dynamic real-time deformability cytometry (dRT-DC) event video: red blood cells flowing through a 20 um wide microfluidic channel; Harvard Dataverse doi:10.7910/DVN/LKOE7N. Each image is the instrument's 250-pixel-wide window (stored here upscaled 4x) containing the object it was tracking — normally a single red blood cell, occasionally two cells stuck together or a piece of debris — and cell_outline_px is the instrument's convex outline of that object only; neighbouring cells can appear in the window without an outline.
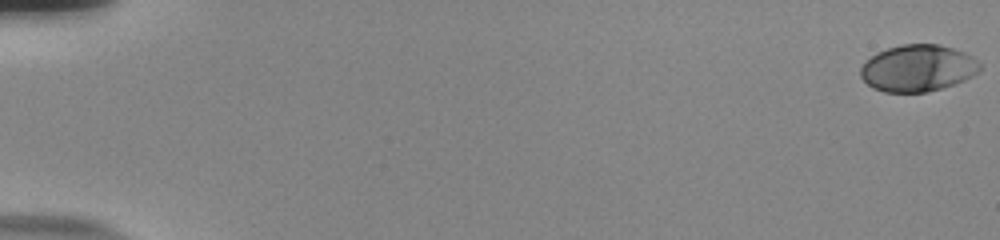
{"species": "human", "species_latin": "Homo sapiens", "temperature_condition": "room temperature", "stored_images_in_passage": 57, "camera_frame_rate_fps": 3000, "um_per_image_px": 0.085, "donor": {"sex": "male"}, "frame": {"image": 1, "passage_image": 1, "time_ms": 0.0, "image_size_px": [1000, 240], "cell_outline_px": [[980, 72], [964, 80], [928, 92], [884, 92], [872, 88], [860, 76], [860, 68], [876, 52], [900, 44], [940, 44], [964, 52], [972, 56], [980, 64]], "centroid_in_image_um": [78.01, 5.79], "position_along_channel_um": 7.0, "area_um2": 32.43}}
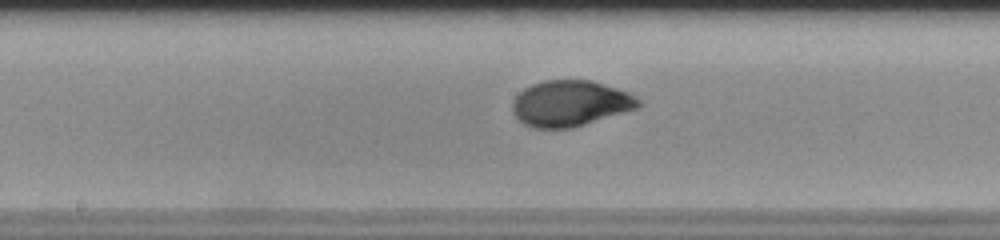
{"frame": {"image": 2, "passage_image": 32, "time_ms": 10.333, "image_size_px": [1000, 240], "cell_outline_px": [[644, 104], [640, 108], [572, 128], [532, 128], [524, 124], [512, 112], [512, 104], [516, 96], [524, 88], [532, 84], [544, 80], [592, 80], [628, 92], [640, 100]], "centroid_in_image_um": [48.5, 8.79], "position_along_channel_um": 199.7, "area_um2": 33.87}}
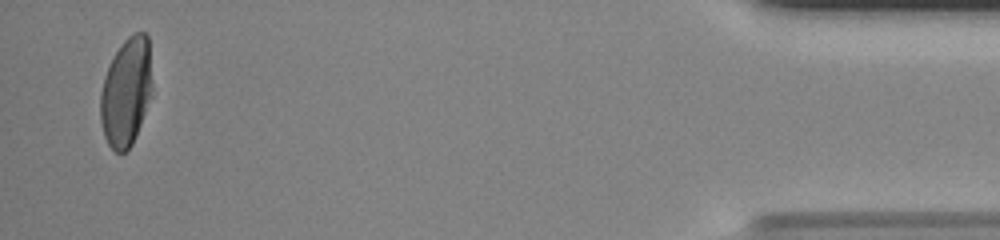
{"frame": {"image": 3, "passage_image": 56, "time_ms": 18.333, "image_size_px": [1000, 240], "cell_outline_px": [[152, 88], [140, 124], [132, 144], [124, 152], [116, 152], [108, 144], [104, 136], [100, 120], [100, 92], [104, 76], [116, 52], [124, 40], [128, 36], [136, 32], [144, 32], [148, 36], [152, 84]], "centroid_in_image_um": [10.71, 7.81], "position_along_channel_um": 424.5, "area_um2": 32.31}, "authors_computed_cell_mechanics": {"area_um2": 32.657, "velocity_mm_per_s": 3.7165, "shape_relaxation_time_tau1_ms": 3.8434, "shape_relaxation_time_tau2_ms": null, "deformation_change_tau1": 0.1832, "deformation_change_tau2": null}}